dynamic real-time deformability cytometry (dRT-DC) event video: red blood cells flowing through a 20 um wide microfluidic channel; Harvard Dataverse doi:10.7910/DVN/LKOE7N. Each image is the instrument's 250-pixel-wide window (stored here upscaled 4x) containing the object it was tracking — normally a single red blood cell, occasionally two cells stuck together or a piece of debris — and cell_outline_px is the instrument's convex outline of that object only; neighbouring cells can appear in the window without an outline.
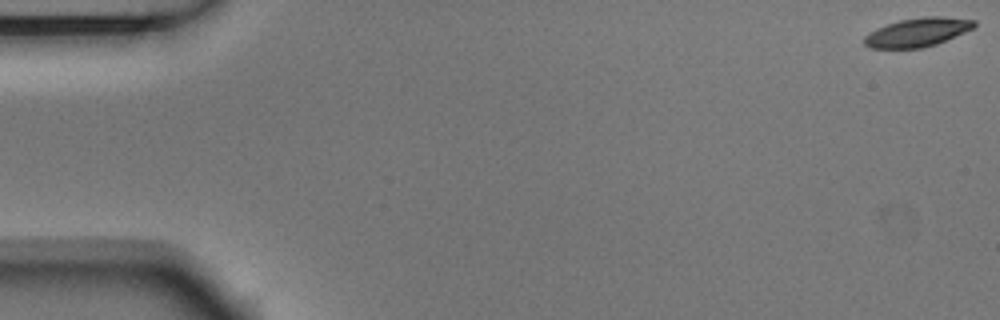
{"species": "Egyptian fruit bat (a non-hibernating species)", "species_latin": "Rousettus aegyptiacus", "temperature_condition": "room temperature", "stored_images_in_passage": 5, "camera_frame_rate_fps": 3000, "um_per_image_px": 0.085, "animal": {"sex": "male"}, "frame": {"image": 1, "passage_image": 1, "time_ms": 0.0, "image_size_px": [1000, 320], "cell_outline_px": [[976, 24], [972, 28], [964, 32], [936, 44], [920, 48], [868, 48], [864, 44], [864, 36], [876, 28], [900, 20], [928, 16], [940, 16], [976, 20]], "centroid_in_image_um": [77.96, 2.74], "position_along_channel_um": 7.0, "area_um2": 18.21}}
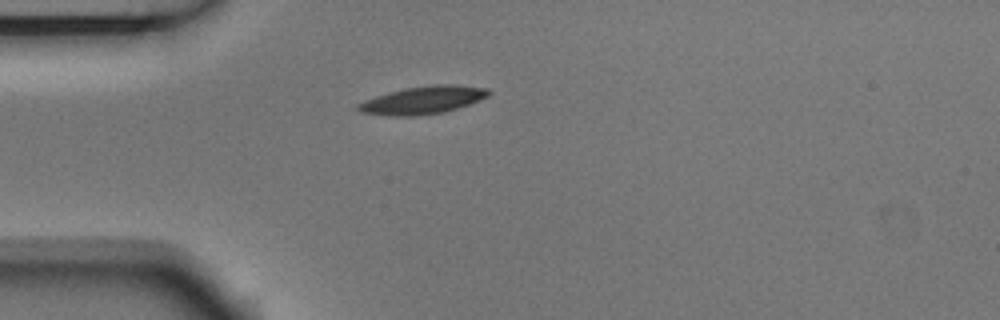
{"frame": {"image": 2, "passage_image": 5, "time_ms": 1.333, "image_size_px": [1000, 320], "cell_outline_px": [[492, 92], [488, 96], [468, 104], [444, 112], [412, 116], [388, 116], [360, 112], [356, 108], [356, 104], [364, 100], [388, 92], [404, 88], [436, 84], [456, 84], [488, 88]], "centroid_in_image_um": [35.92, 8.5], "position_along_channel_um": 49.1, "area_um2": 21.15}}